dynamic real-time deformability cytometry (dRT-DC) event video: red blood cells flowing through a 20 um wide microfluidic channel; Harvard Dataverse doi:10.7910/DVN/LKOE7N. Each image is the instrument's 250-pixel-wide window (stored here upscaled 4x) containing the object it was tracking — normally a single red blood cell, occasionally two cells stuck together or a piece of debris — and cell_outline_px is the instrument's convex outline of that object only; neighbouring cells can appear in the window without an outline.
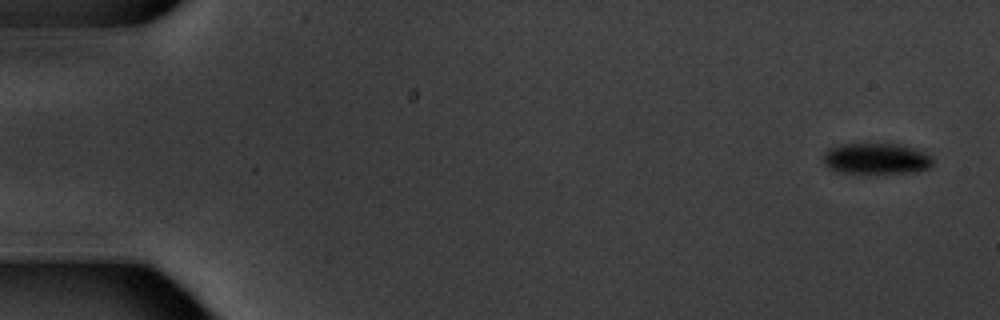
{"species": "common noctule bat (a hibernating species)", "species_latin": "Nyctalus noctula", "temperature_condition": "warm", "stored_images_in_passage": 6, "camera_frame_rate_fps": 3000, "um_per_image_px": 0.085, "animal": {"sex": "male", "body_mass_g": 20.1, "forearm_length_mm": 53.5}, "frame": {"image": 1, "passage_image": 1, "time_ms": 0.0, "image_size_px": [1000, 320], "cell_outline_px": [[936, 160], [932, 168], [916, 172], [836, 172], [828, 168], [824, 164], [824, 152], [828, 148], [840, 144], [896, 144], [912, 148], [924, 152], [932, 156]], "centroid_in_image_um": [74.51, 13.48], "position_along_channel_um": 10.5, "area_um2": 19.83}}
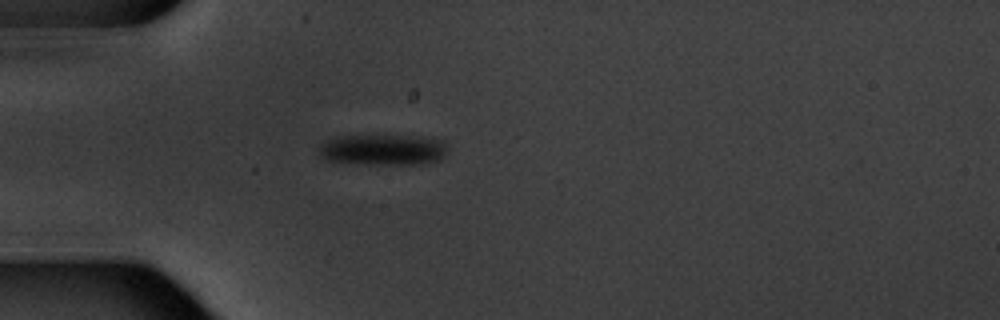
{"frame": {"image": 2, "passage_image": 5, "time_ms": 5.0, "image_size_px": [1000, 320], "cell_outline_px": [[448, 148], [444, 156], [440, 160], [424, 164], [364, 164], [328, 160], [320, 156], [320, 144], [336, 136], [420, 136], [444, 140]], "centroid_in_image_um": [32.62, 12.73], "position_along_channel_um": 52.4, "area_um2": 23.24}}